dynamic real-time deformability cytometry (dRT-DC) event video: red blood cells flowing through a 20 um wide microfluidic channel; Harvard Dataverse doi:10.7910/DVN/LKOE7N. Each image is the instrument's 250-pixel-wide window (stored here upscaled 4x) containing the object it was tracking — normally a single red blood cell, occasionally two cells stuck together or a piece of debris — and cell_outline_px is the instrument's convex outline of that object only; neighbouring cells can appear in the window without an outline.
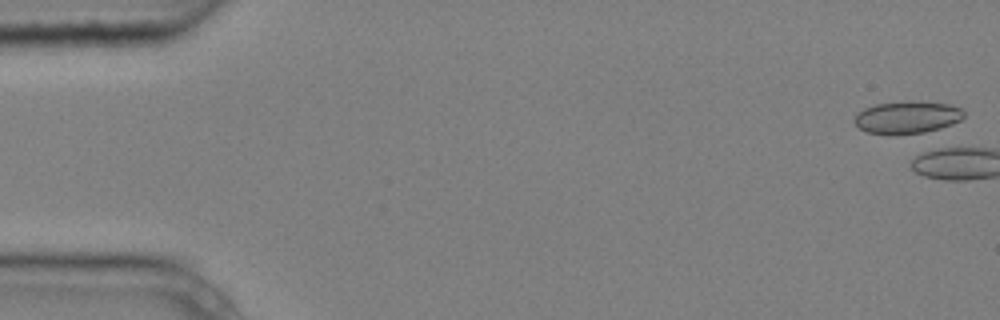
{"species": "common noctule bat (a hibernating species)", "species_latin": "Nyctalus noctula", "temperature_condition": "cold", "stored_images_in_passage": 6, "camera_frame_rate_fps": 3000, "um_per_image_px": 0.085, "animal": {"sex": "male", "body_mass_g": 20.4}, "frame": {"image": 1, "passage_image": 1, "time_ms": 0.0, "image_size_px": [1000, 320], "cell_outline_px": [[964, 116], [960, 120], [952, 124], [940, 128], [924, 132], [896, 136], [888, 136], [868, 132], [860, 128], [852, 120], [856, 112], [864, 108], [876, 104], [908, 100], [952, 104], [960, 108], [964, 112]], "centroid_in_image_um": [77.07, 9.98], "position_along_channel_um": 7.9, "area_um2": 21.21}}